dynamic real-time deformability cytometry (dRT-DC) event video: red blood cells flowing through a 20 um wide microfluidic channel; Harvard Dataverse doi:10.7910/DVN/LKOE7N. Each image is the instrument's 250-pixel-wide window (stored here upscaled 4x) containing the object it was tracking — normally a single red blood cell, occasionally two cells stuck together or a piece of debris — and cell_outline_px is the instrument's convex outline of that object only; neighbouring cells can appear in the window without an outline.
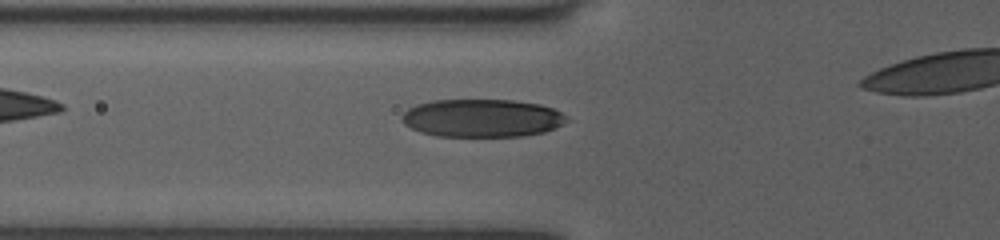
{"species": "human", "species_latin": "Homo sapiens", "temperature_condition": "room temperature", "stored_images_in_passage": 48, "camera_frame_rate_fps": 3000, "um_per_image_px": 0.085, "donor": {"sex": "female"}, "frame": {"image": 1, "passage_image": 21, "time_ms": 6.667, "image_size_px": [1000, 240], "cell_outline_px": [[564, 124], [544, 132], [524, 136], [436, 136], [420, 132], [404, 124], [400, 120], [400, 116], [408, 108], [416, 104], [432, 100], [512, 100], [540, 104], [552, 108], [560, 112], [564, 116]], "centroid_in_image_um": [40.91, 10.03], "position_along_channel_um": 84.9, "area_um2": 36.47}}
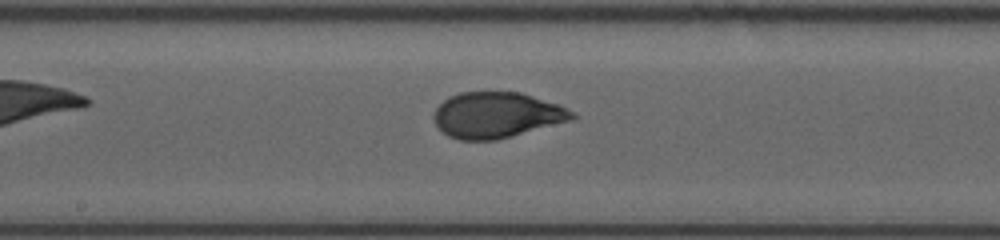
{"frame": {"image": 2, "passage_image": 30, "time_ms": 9.667, "image_size_px": [1000, 240], "cell_outline_px": [[580, 116], [572, 120], [496, 140], [460, 140], [448, 136], [436, 124], [432, 116], [432, 112], [448, 96], [460, 92], [520, 92], [556, 104], [576, 112]], "centroid_in_image_um": [42.21, 9.78], "position_along_channel_um": 206.0, "area_um2": 36.88}}
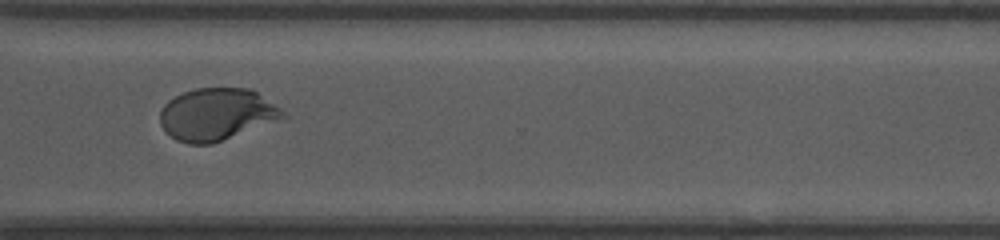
{"frame": {"image": 3, "passage_image": 41, "time_ms": 13.333, "image_size_px": [1000, 240], "cell_outline_px": [[288, 120], [212, 144], [188, 144], [176, 140], [164, 132], [160, 124], [160, 112], [164, 104], [168, 100], [184, 92], [196, 88], [248, 88], [256, 92], [280, 108], [288, 116]], "centroid_in_image_um": [18.48, 9.75], "position_along_channel_um": 352.1, "area_um2": 38.21}}